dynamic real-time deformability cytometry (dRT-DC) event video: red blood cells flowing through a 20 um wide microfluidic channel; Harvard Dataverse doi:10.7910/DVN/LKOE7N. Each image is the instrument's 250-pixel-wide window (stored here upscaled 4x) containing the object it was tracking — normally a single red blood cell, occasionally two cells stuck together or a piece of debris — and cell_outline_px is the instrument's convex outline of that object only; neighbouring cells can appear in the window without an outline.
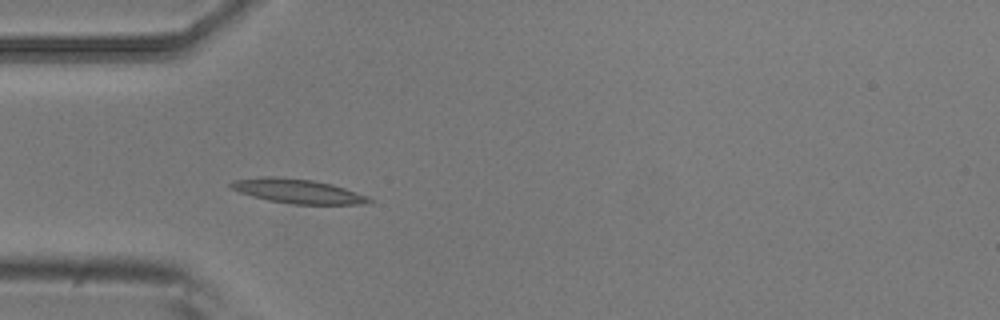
{"species": "common noctule bat (a hibernating species)", "species_latin": "Nyctalus noctula", "temperature_condition": "room temperature", "stored_images_in_passage": 5, "camera_frame_rate_fps": 3000, "um_per_image_px": 0.085, "animal": {"sex": "male", "body_mass_g": 20.5, "forearm_length_mm": 52.5}, "frame": {"image": 1, "passage_image": 4, "time_ms": 1.0, "image_size_px": [1000, 320], "cell_outline_px": [[376, 200], [368, 204], [292, 204], [268, 200], [252, 196], [228, 188], [228, 184], [236, 180], [264, 176], [272, 176], [312, 180], [332, 184], [368, 196]], "centroid_in_image_um": [25.32, 16.25], "position_along_channel_um": 59.7, "area_um2": 19.59}}
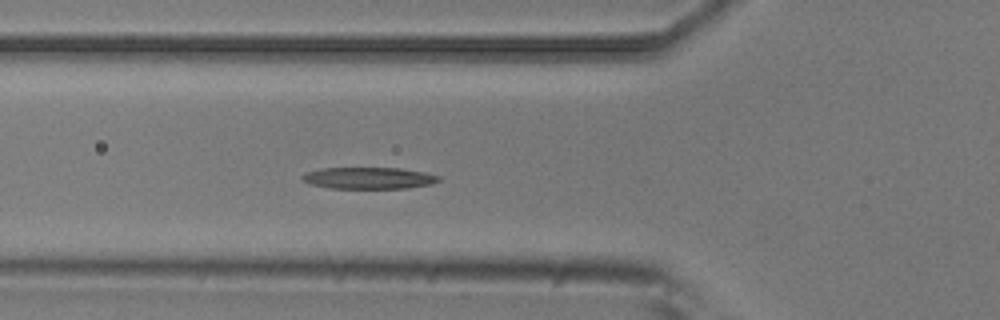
{"frame": {"image": 2, "passage_image": 5, "time_ms": 1.333, "image_size_px": [1000, 320], "cell_outline_px": [[440, 180], [432, 184], [408, 188], [332, 188], [308, 184], [300, 180], [300, 176], [304, 172], [324, 168], [400, 168], [424, 172], [440, 176]], "centroid_in_image_um": [31.3, 15.13], "position_along_channel_um": 94.5, "area_um2": 17.34}}